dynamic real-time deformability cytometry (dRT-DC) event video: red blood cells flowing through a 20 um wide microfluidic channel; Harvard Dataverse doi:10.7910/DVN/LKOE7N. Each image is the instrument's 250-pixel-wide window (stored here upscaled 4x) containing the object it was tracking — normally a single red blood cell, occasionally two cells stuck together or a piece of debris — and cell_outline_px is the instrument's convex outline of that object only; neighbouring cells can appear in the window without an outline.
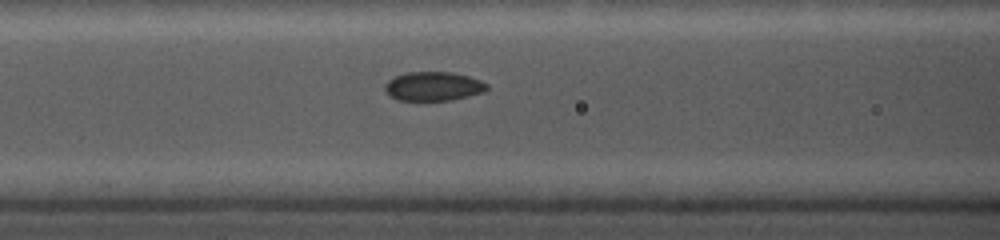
{"species": "common noctule bat (a hibernating species)", "species_latin": "Nyctalus noctula", "temperature_condition": "cold", "stored_images_in_passage": 13, "camera_frame_rate_fps": 5000, "um_per_image_px": 0.085, "animal": {"sex": "female", "body_mass_g": 19.0, "forearm_length_mm": 56.7}, "frame": {"image": 1, "passage_image": 10, "time_ms": 5.4, "image_size_px": [1000, 240], "cell_outline_px": [[488, 88], [484, 92], [452, 100], [396, 100], [388, 96], [384, 88], [384, 84], [388, 80], [396, 76], [408, 72], [452, 72], [468, 76], [480, 80], [488, 84]], "centroid_in_image_um": [36.81, 7.34], "position_along_channel_um": 129.8, "area_um2": 17.34}}